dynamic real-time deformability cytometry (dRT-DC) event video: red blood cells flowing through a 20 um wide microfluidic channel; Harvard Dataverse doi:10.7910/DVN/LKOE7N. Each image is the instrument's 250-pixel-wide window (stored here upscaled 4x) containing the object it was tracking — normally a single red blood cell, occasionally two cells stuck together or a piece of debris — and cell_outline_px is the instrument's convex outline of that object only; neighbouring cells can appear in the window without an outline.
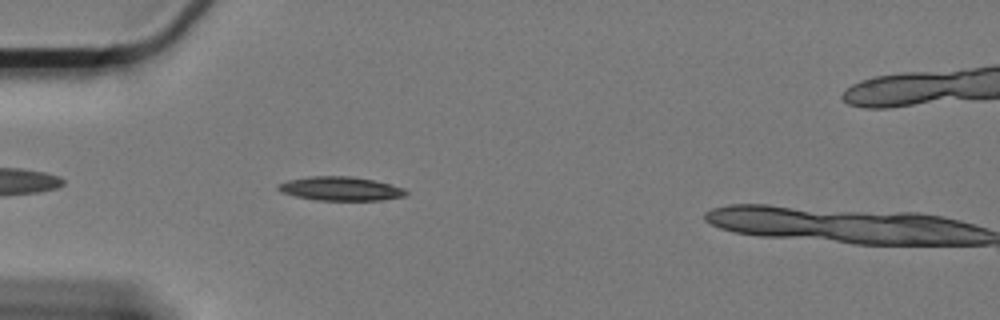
{"species": "Egyptian fruit bat (a non-hibernating species)", "species_latin": "Rousettus aegyptiacus", "temperature_condition": "cold", "stored_images_in_passage": 6, "camera_frame_rate_fps": 3000, "um_per_image_px": 0.085, "animal": {"sex": "female"}, "frame": {"image": 1, "passage_image": 5, "time_ms": 1.333, "image_size_px": [1000, 320], "cell_outline_px": [[408, 192], [404, 196], [380, 200], [316, 200], [296, 196], [280, 192], [276, 188], [276, 184], [288, 180], [308, 176], [352, 176], [372, 180], [404, 188]], "centroid_in_image_um": [28.88, 16.03], "position_along_channel_um": 56.1, "area_um2": 17.74}}